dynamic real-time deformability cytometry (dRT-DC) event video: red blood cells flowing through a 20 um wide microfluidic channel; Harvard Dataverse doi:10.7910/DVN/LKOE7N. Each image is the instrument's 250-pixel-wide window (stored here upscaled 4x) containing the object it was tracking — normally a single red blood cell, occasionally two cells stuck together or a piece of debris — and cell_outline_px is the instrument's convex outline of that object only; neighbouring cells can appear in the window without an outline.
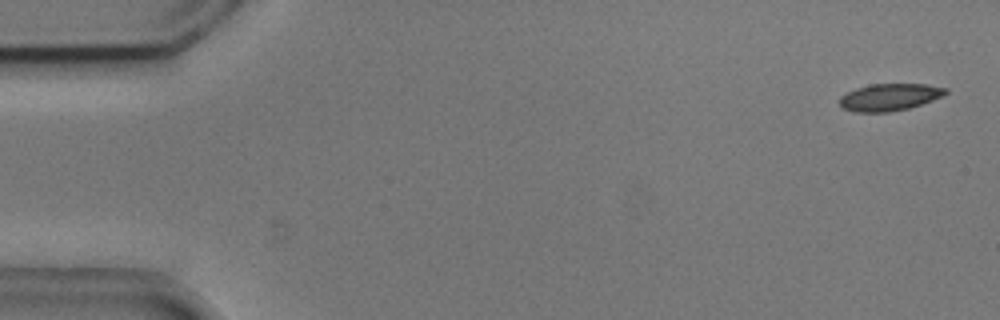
{"species": "common noctule bat (a hibernating species)", "species_latin": "Nyctalus noctula", "temperature_condition": "cold", "stored_images_in_passage": 20, "camera_frame_rate_fps": 3000, "um_per_image_px": 0.085, "animal": {"sex": "male", "body_mass_g": 20.5, "forearm_length_mm": 52.5}, "frame": {"image": 1, "passage_image": 2, "time_ms": 0.333, "image_size_px": [1000, 320], "cell_outline_px": [[948, 92], [932, 100], [908, 108], [888, 112], [856, 112], [840, 108], [840, 96], [856, 88], [872, 84], [928, 84], [948, 88]], "centroid_in_image_um": [75.59, 8.25], "position_along_channel_um": 9.4, "area_um2": 16.65}}
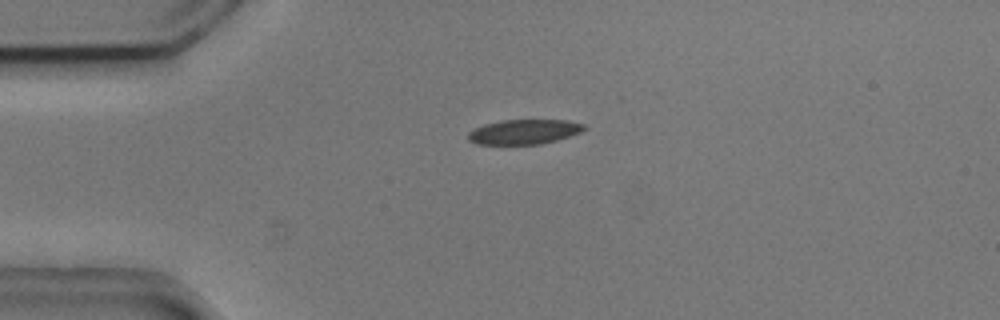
{"frame": {"image": 2, "passage_image": 13, "time_ms": 4.0, "image_size_px": [1000, 320], "cell_outline_px": [[588, 128], [580, 132], [556, 140], [540, 144], [476, 144], [468, 140], [468, 132], [484, 124], [500, 120], [568, 120], [584, 124]], "centroid_in_image_um": [44.54, 11.2], "position_along_channel_um": 40.5, "area_um2": 16.7}}